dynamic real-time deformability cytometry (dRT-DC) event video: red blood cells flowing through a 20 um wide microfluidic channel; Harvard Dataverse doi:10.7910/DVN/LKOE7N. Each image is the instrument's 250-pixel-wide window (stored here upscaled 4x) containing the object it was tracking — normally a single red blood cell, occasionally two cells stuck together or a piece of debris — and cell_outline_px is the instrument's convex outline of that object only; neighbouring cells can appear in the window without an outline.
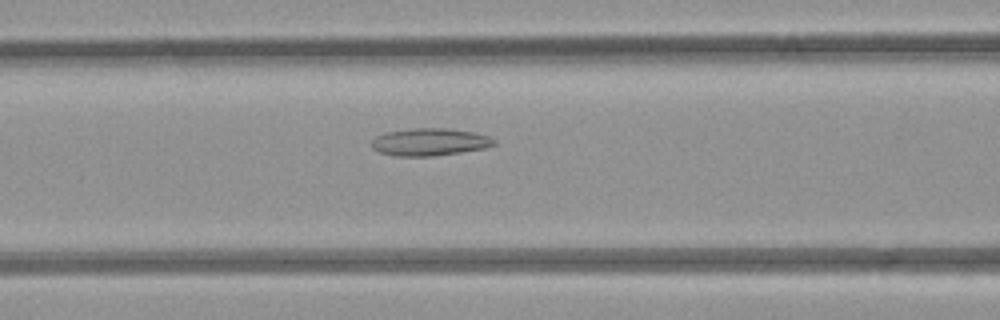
{"species": "common noctule bat (a hibernating species)", "species_latin": "Nyctalus noctula", "temperature_condition": "room temperature", "stored_images_in_passage": 34, "camera_frame_rate_fps": 3000, "um_per_image_px": 0.085, "animal": {"sex": "female", "body_mass_g": 21.9}, "frame": {"image": 1, "passage_image": 5, "time_ms": 1.333, "image_size_px": [1000, 320], "cell_outline_px": [[496, 144], [484, 148], [460, 152], [432, 156], [396, 156], [380, 152], [372, 148], [372, 140], [376, 136], [384, 132], [412, 128], [448, 128], [472, 132], [488, 136], [496, 140]], "centroid_in_image_um": [36.5, 12.06], "position_along_channel_um": 130.1, "area_um2": 19.54}}
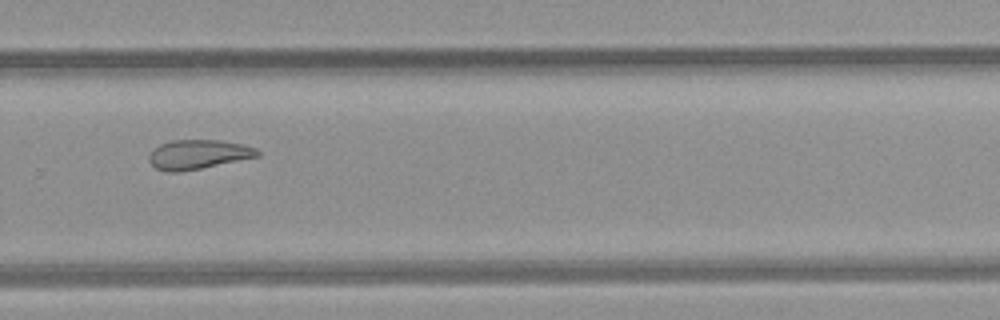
{"frame": {"image": 2, "passage_image": 18, "time_ms": 5.667, "image_size_px": [1000, 320], "cell_outline_px": [[260, 156], [180, 172], [168, 172], [156, 168], [148, 160], [148, 156], [160, 144], [172, 140], [220, 140], [244, 144], [256, 148], [260, 152]], "centroid_in_image_um": [16.86, 13.12], "position_along_channel_um": 312.9, "area_um2": 18.44}}
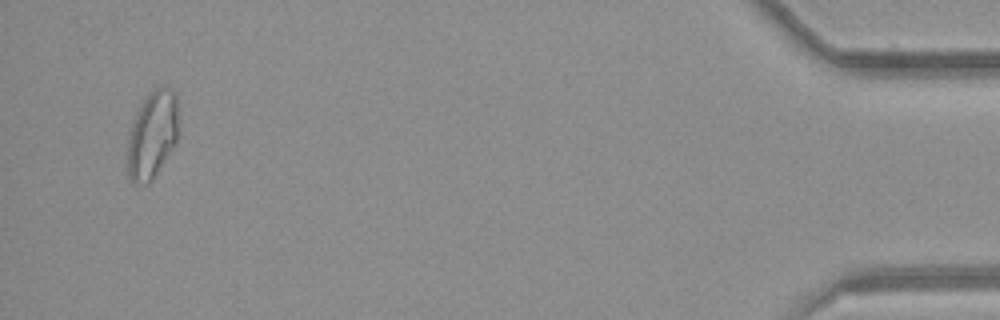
{"frame": {"image": 3, "passage_image": 32, "time_ms": 10.333, "image_size_px": [1000, 320], "cell_outline_px": [[180, 124], [176, 140], [152, 180], [144, 184], [136, 184], [128, 176], [128, 128], [144, 100], [156, 88], [172, 88], [176, 92]], "centroid_in_image_um": [12.96, 11.43], "position_along_channel_um": 422.2, "area_um2": 25.89}}